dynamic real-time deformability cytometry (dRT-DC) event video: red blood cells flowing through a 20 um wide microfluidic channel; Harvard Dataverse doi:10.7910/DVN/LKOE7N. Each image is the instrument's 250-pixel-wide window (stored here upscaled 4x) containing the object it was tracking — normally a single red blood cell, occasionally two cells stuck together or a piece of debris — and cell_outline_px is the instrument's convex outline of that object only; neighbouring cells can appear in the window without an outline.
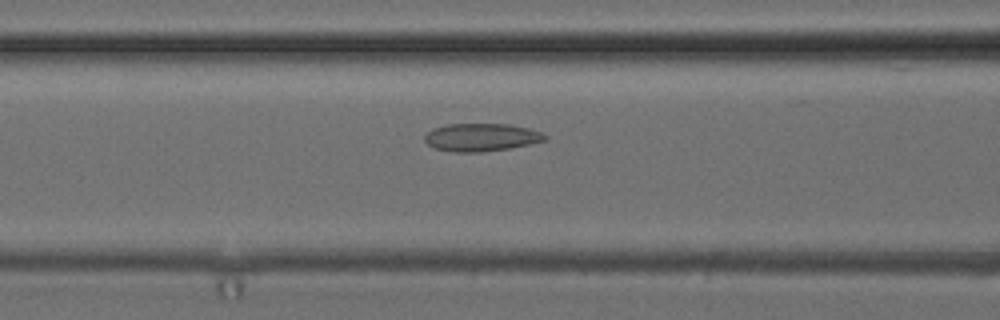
{"species": "common noctule bat (a hibernating species)", "species_latin": "Nyctalus noctula", "temperature_condition": "cold", "stored_images_in_passage": 33, "camera_frame_rate_fps": 3000, "um_per_image_px": 0.085, "animal": {"sex": "female", "body_mass_g": 24.6, "forearm_length_mm": 56.2}, "frame": {"image": 1, "passage_image": 16, "time_ms": 5.0, "image_size_px": [1000, 320], "cell_outline_px": [[548, 140], [508, 148], [480, 152], [452, 152], [432, 148], [424, 140], [424, 136], [432, 128], [444, 124], [508, 124], [528, 128], [540, 132], [548, 136]], "centroid_in_image_um": [40.87, 11.67], "position_along_channel_um": 125.7, "area_um2": 19.59}}
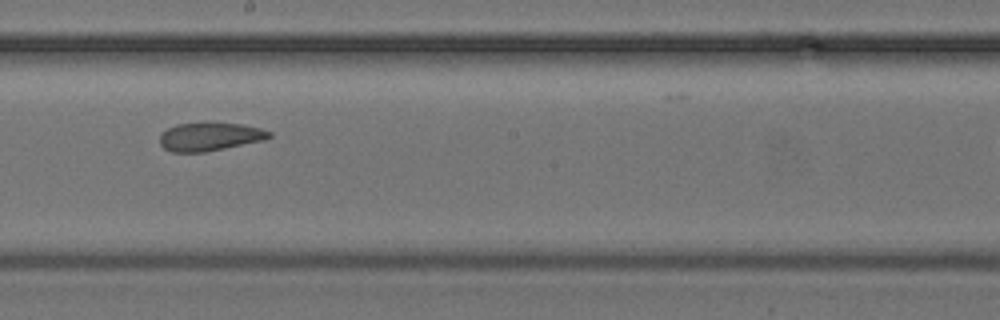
{"frame": {"image": 2, "passage_image": 24, "time_ms": 7.667, "image_size_px": [1000, 320], "cell_outline_px": [[272, 136], [264, 140], [204, 152], [172, 152], [164, 148], [160, 144], [160, 132], [176, 124], [240, 124], [260, 128], [272, 132]], "centroid_in_image_um": [17.81, 11.63], "position_along_channel_um": 230.4, "area_um2": 17.69}}
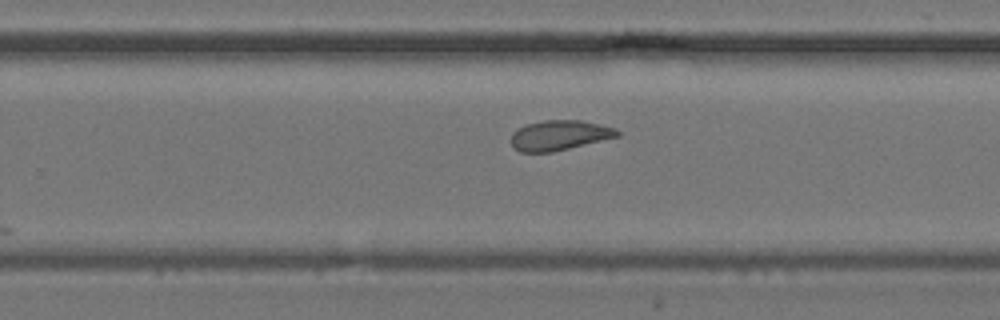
{"frame": {"image": 3, "passage_image": 28, "time_ms": 9.0, "image_size_px": [1000, 320], "cell_outline_px": [[620, 136], [552, 152], [520, 152], [512, 148], [512, 132], [516, 128], [524, 124], [544, 120], [580, 120], [600, 124], [616, 128], [620, 132]], "centroid_in_image_um": [47.53, 11.49], "position_along_channel_um": 282.3, "area_um2": 18.73}, "authors_computed_cell_mechanics": {"area_um2": 19.2474, "velocity_mm_per_s": 3.9215, "shape_relaxation_time_tau1_ms": null, "shape_relaxation_time_tau2_ms": 1.5907, "deformation_change_tau1": null, "deformation_change_tau2": 0.0618}}